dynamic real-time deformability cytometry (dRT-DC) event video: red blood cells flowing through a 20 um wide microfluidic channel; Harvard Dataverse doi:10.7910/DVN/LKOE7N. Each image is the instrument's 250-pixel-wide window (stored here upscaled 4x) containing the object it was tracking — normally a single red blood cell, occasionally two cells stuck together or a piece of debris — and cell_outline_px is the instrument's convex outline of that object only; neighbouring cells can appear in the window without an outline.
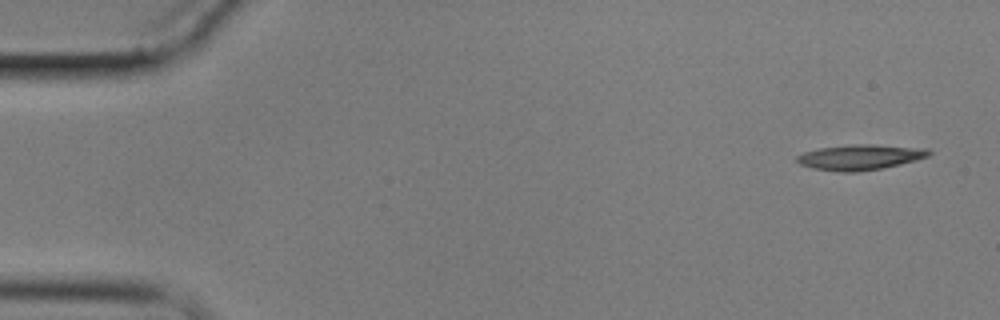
{"species": "common noctule bat (a hibernating species)", "species_latin": "Nyctalus noctula", "temperature_condition": "cold", "stored_images_in_passage": 4, "camera_frame_rate_fps": 3000, "um_per_image_px": 0.085, "animal": {"sex": "male", "body_mass_g": 17.9}, "frame": {"image": 1, "passage_image": 1, "time_ms": 0.0, "image_size_px": [1000, 320], "cell_outline_px": [[932, 152], [928, 156], [916, 160], [900, 164], [880, 168], [856, 172], [844, 172], [812, 168], [800, 164], [796, 160], [796, 156], [804, 152], [820, 148], [852, 144], [872, 144], [928, 148]], "centroid_in_image_um": [73.12, 13.35], "position_along_channel_um": 11.9, "area_um2": 19.42}}